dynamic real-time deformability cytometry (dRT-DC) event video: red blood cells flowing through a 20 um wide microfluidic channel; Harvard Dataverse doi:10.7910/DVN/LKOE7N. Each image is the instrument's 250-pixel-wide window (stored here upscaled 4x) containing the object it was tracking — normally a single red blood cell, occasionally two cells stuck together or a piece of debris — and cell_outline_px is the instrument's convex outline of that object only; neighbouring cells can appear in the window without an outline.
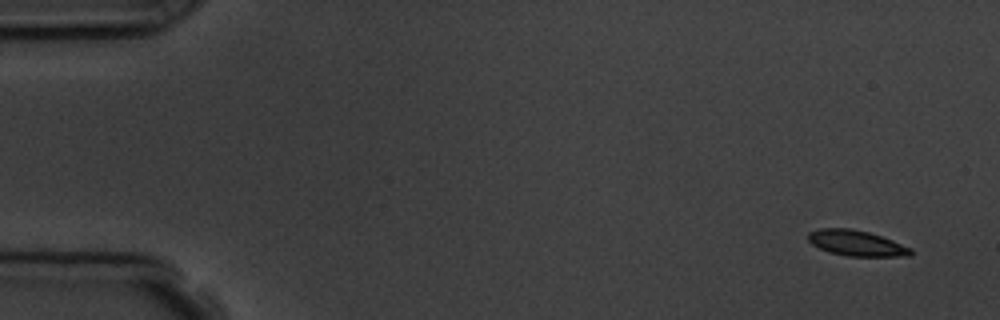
{"species": "common noctule bat (a hibernating species)", "species_latin": "Nyctalus noctula", "temperature_condition": "room temperature", "stored_images_in_passage": 5, "camera_frame_rate_fps": 3000, "um_per_image_px": 0.085, "animal": {"sex": "male", "body_mass_g": 19.5, "forearm_length_mm": 54.6}, "frame": {"image": 1, "passage_image": 1, "time_ms": 0.0, "image_size_px": [1000, 320], "cell_outline_px": [[912, 256], [848, 256], [828, 252], [812, 244], [808, 240], [808, 232], [820, 228], [848, 228], [868, 232], [892, 240], [912, 248]], "centroid_in_image_um": [72.79, 20.67], "position_along_channel_um": 12.2, "area_um2": 15.26}}
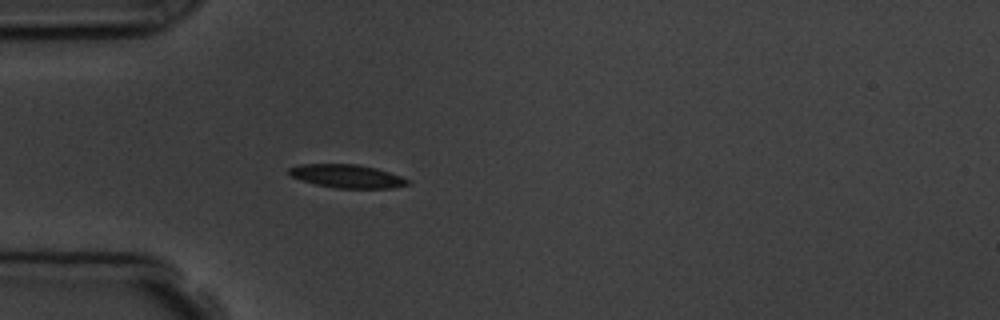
{"frame": {"image": 2, "passage_image": 5, "time_ms": 4.333, "image_size_px": [1000, 320], "cell_outline_px": [[408, 184], [392, 188], [336, 188], [316, 184], [300, 180], [292, 176], [288, 172], [288, 168], [300, 164], [356, 164], [376, 168], [400, 176], [408, 180]], "centroid_in_image_um": [29.46, 14.97], "position_along_channel_um": 55.5, "area_um2": 15.95}}